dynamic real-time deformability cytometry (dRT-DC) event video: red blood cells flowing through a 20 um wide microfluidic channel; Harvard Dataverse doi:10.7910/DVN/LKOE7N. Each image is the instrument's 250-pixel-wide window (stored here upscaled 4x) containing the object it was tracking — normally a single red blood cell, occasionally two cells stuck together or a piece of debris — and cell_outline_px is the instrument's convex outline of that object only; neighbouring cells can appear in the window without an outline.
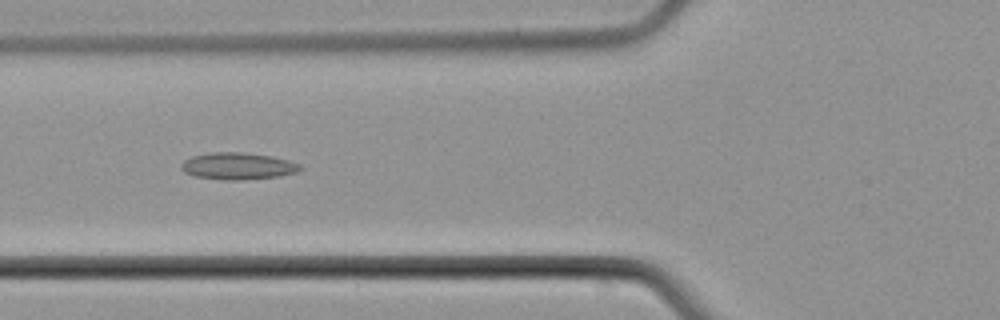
{"species": "common noctule bat (a hibernating species)", "species_latin": "Nyctalus noctula", "temperature_condition": "cold", "stored_images_in_passage": 6, "camera_frame_rate_fps": 3000, "um_per_image_px": 0.085, "animal": {"sex": "male", "body_mass_g": 21.5, "forearm_length_mm": 52.0}, "frame": {"image": 1, "passage_image": 5, "time_ms": 6.333, "image_size_px": [1000, 320], "cell_outline_px": [[304, 168], [296, 172], [280, 176], [240, 180], [224, 180], [196, 176], [184, 172], [180, 168], [180, 164], [184, 160], [192, 156], [212, 152], [240, 152], [272, 156], [288, 160], [300, 164]], "centroid_in_image_um": [20.22, 14.11], "position_along_channel_um": 105.6, "area_um2": 18.67}}
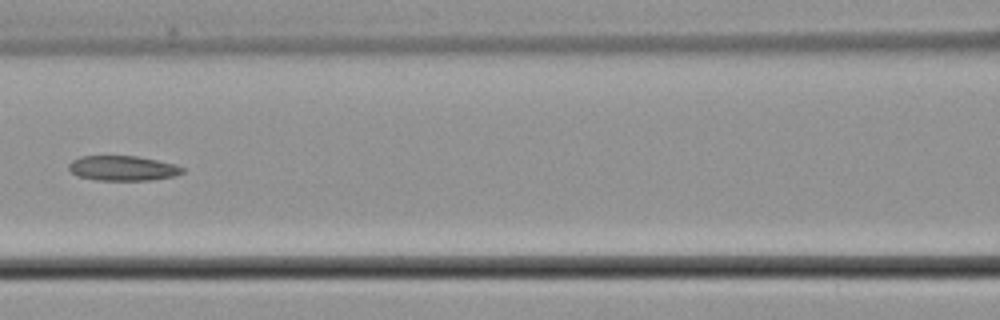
{"frame": {"image": 2, "passage_image": 6, "time_ms": 7.667, "image_size_px": [1000, 320], "cell_outline_px": [[184, 172], [176, 176], [152, 180], [96, 180], [76, 176], [68, 168], [68, 164], [72, 160], [80, 156], [136, 156], [176, 164], [184, 168]], "centroid_in_image_um": [10.44, 14.3], "position_along_channel_um": 156.2, "area_um2": 16.65}}